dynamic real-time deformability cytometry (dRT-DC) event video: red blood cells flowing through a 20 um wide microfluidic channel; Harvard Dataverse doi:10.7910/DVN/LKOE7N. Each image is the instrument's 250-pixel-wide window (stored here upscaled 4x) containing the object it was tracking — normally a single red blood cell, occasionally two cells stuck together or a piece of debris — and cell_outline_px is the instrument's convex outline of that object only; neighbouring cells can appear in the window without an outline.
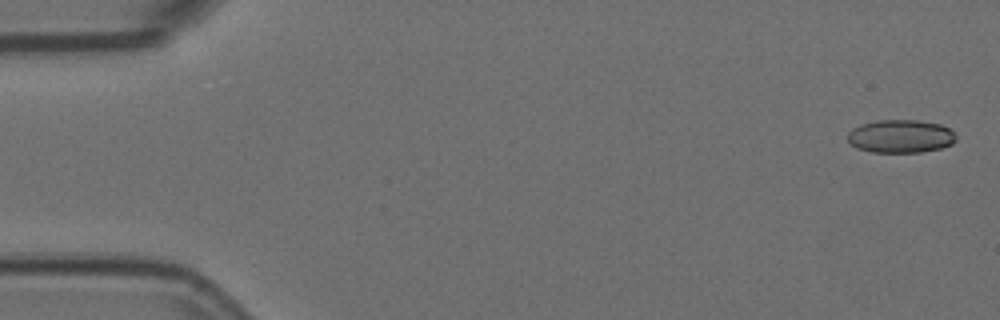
{"species": "Egyptian fruit bat (a non-hibernating species)", "species_latin": "Rousettus aegyptiacus", "temperature_condition": "room temperature", "stored_images_in_passage": 5, "camera_frame_rate_fps": 3000, "um_per_image_px": 0.085, "animal": {"sex": "female"}, "frame": {"image": 1, "passage_image": 1, "time_ms": 0.0, "image_size_px": [1000, 320], "cell_outline_px": [[956, 140], [952, 144], [940, 148], [920, 152], [872, 152], [856, 148], [848, 140], [848, 132], [852, 128], [860, 124], [880, 120], [916, 120], [940, 124], [948, 128], [956, 136]], "centroid_in_image_um": [76.53, 11.58], "position_along_channel_um": 8.5, "area_um2": 20.87}}
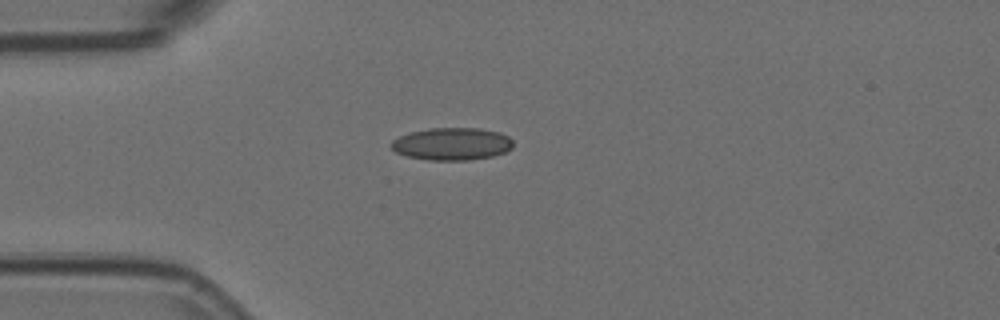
{"frame": {"image": 2, "passage_image": 5, "time_ms": 1.333, "image_size_px": [1000, 320], "cell_outline_px": [[512, 148], [504, 152], [492, 156], [468, 160], [428, 160], [408, 156], [396, 152], [388, 144], [392, 140], [408, 132], [428, 128], [480, 128], [500, 132], [508, 136], [512, 140]], "centroid_in_image_um": [38.39, 12.22], "position_along_channel_um": 46.6, "area_um2": 23.18}}